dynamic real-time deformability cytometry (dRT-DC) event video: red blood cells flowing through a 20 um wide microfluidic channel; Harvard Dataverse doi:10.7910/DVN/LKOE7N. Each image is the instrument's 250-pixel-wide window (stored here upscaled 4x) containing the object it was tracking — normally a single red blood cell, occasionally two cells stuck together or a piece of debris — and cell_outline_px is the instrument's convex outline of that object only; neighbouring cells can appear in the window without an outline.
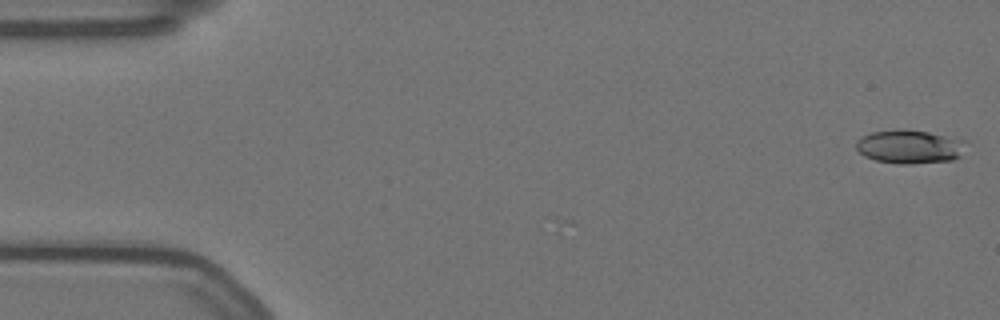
{"species": "Egyptian fruit bat (a non-hibernating species)", "species_latin": "Rousettus aegyptiacus", "temperature_condition": "warm", "stored_images_in_passage": 57, "camera_frame_rate_fps": 3000, "um_per_image_px": 0.085, "animal": {"sex": "female"}, "frame": {"image": 1, "passage_image": 1, "time_ms": 0.0, "image_size_px": [1000, 320], "cell_outline_px": [[968, 140], [960, 156], [952, 160], [908, 164], [896, 164], [876, 160], [864, 156], [856, 148], [856, 140], [860, 136], [872, 132], [928, 132]], "centroid_in_image_um": [77.34, 12.51], "position_along_channel_um": 7.7, "area_um2": 20.98}}
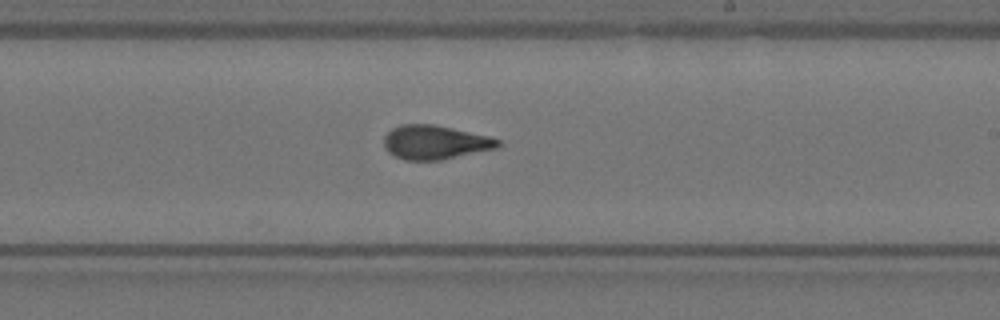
{"frame": {"image": 2, "passage_image": 33, "time_ms": 10.667, "image_size_px": [1000, 320], "cell_outline_px": [[500, 144], [496, 148], [440, 160], [404, 160], [388, 152], [384, 148], [384, 136], [392, 128], [400, 124], [432, 124], [452, 128], [488, 136], [500, 140]], "centroid_in_image_um": [36.93, 12.09], "position_along_channel_um": 252.1, "area_um2": 22.43}}
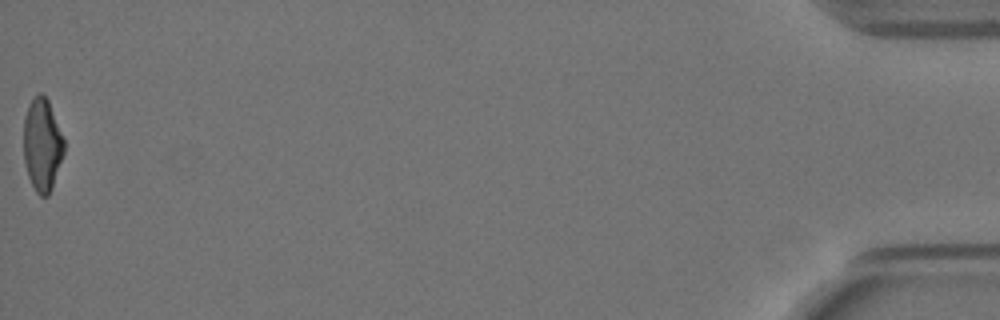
{"frame": {"image": 3, "passage_image": 57, "time_ms": 18.667, "image_size_px": [1000, 320], "cell_outline_px": [[64, 152], [52, 188], [48, 196], [40, 196], [36, 192], [28, 176], [24, 160], [24, 116], [32, 100], [40, 92], [48, 100], [64, 140]], "centroid_in_image_um": [3.59, 12.34], "position_along_channel_um": 431.6, "area_um2": 21.5}, "authors_computed_cell_mechanics": {"area_um2": 22.253, "velocity_mm_per_s": 3.5398, "shape_relaxation_time_tau1_ms": 6.7438, "shape_relaxation_time_tau2_ms": 2.4279, "deformation_change_tau1": 0.2063, "deformation_change_tau2": 0.1107}}